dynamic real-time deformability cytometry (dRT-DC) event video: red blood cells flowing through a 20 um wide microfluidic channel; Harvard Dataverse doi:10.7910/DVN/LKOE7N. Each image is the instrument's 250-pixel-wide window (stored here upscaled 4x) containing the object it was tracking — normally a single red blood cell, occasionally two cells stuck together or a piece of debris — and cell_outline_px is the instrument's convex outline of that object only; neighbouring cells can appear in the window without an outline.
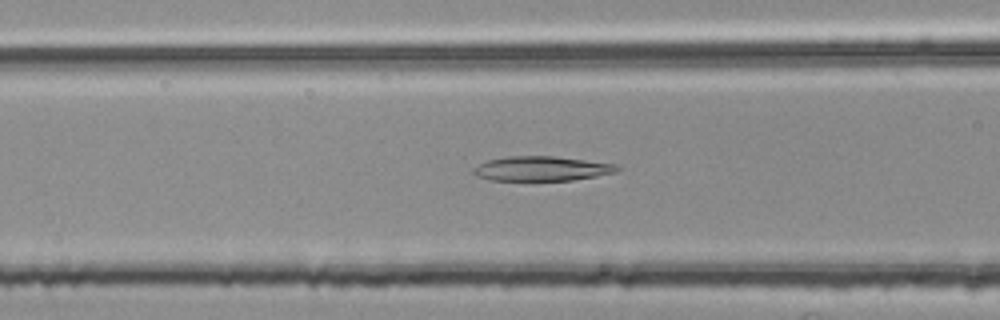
{"species": "common noctule bat (a hibernating species)", "species_latin": "Nyctalus noctula", "temperature_condition": "room temperature", "stored_images_in_passage": 37, "camera_frame_rate_fps": 3000, "um_per_image_px": 0.085, "animal": {"sex": "female", "body_mass_g": 25.1}, "frame": {"image": 1, "passage_image": 12, "time_ms": 3.667, "image_size_px": [1000, 320], "cell_outline_px": [[620, 168], [616, 172], [596, 176], [572, 180], [492, 180], [476, 176], [472, 172], [472, 168], [488, 160], [504, 156], [552, 156], [616, 164]], "centroid_in_image_um": [46.01, 14.33], "position_along_channel_um": 120.6, "area_um2": 20.46}}
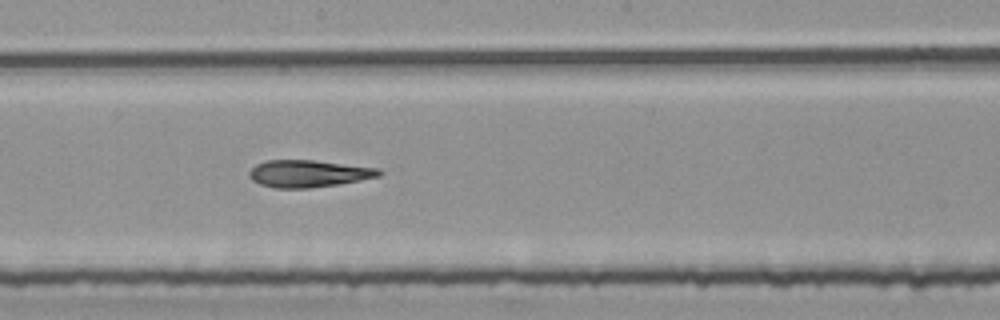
{"frame": {"image": 2, "passage_image": 20, "time_ms": 6.333, "image_size_px": [1000, 320], "cell_outline_px": [[384, 172], [380, 176], [340, 184], [308, 188], [276, 188], [260, 184], [252, 180], [248, 176], [248, 172], [256, 164], [268, 160], [312, 160], [380, 168]], "centroid_in_image_um": [26.24, 14.75], "position_along_channel_um": 222.0, "area_um2": 20.58}}
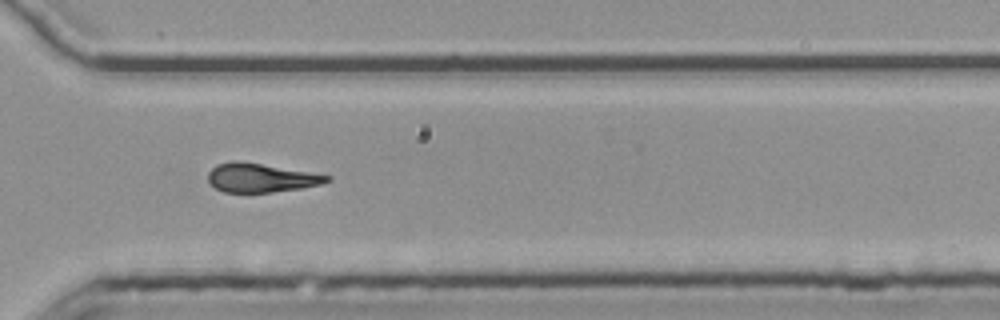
{"frame": {"image": 3, "passage_image": 30, "time_ms": 9.667, "image_size_px": [1000, 320], "cell_outline_px": [[332, 180], [320, 184], [300, 188], [272, 192], [224, 192], [216, 188], [208, 180], [208, 172], [216, 164], [232, 160], [236, 160], [332, 176]], "centroid_in_image_um": [22.14, 15.11], "position_along_channel_um": 348.5, "area_um2": 19.71}, "authors_computed_cell_mechanics": {"area_um2": 20.6346, "velocity_mm_per_s": 3.7974, "shape_relaxation_time_tau1_ms": 7.251, "shape_relaxation_time_tau2_ms": 7.2266, "deformation_change_tau1": 0.1882, "deformation_change_tau2": 0.1936}}